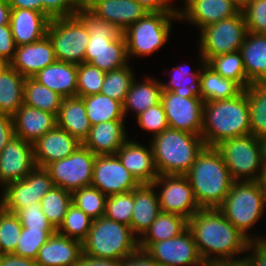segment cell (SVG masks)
<instances>
[{
    "label": "cell",
    "mask_w": 266,
    "mask_h": 266,
    "mask_svg": "<svg viewBox=\"0 0 266 266\" xmlns=\"http://www.w3.org/2000/svg\"><path fill=\"white\" fill-rule=\"evenodd\" d=\"M125 123V120H112L92 125L83 145L96 156L115 155L128 139Z\"/></svg>",
    "instance_id": "cell-25"
},
{
    "label": "cell",
    "mask_w": 266,
    "mask_h": 266,
    "mask_svg": "<svg viewBox=\"0 0 266 266\" xmlns=\"http://www.w3.org/2000/svg\"><path fill=\"white\" fill-rule=\"evenodd\" d=\"M250 109L251 134L266 137V81L251 83L246 89Z\"/></svg>",
    "instance_id": "cell-37"
},
{
    "label": "cell",
    "mask_w": 266,
    "mask_h": 266,
    "mask_svg": "<svg viewBox=\"0 0 266 266\" xmlns=\"http://www.w3.org/2000/svg\"><path fill=\"white\" fill-rule=\"evenodd\" d=\"M240 51L247 80L266 81V34L247 32Z\"/></svg>",
    "instance_id": "cell-32"
},
{
    "label": "cell",
    "mask_w": 266,
    "mask_h": 266,
    "mask_svg": "<svg viewBox=\"0 0 266 266\" xmlns=\"http://www.w3.org/2000/svg\"><path fill=\"white\" fill-rule=\"evenodd\" d=\"M21 231L22 225L17 215L0 206V254L15 251Z\"/></svg>",
    "instance_id": "cell-45"
},
{
    "label": "cell",
    "mask_w": 266,
    "mask_h": 266,
    "mask_svg": "<svg viewBox=\"0 0 266 266\" xmlns=\"http://www.w3.org/2000/svg\"><path fill=\"white\" fill-rule=\"evenodd\" d=\"M23 77L10 65L0 74V113L14 116L24 104Z\"/></svg>",
    "instance_id": "cell-34"
},
{
    "label": "cell",
    "mask_w": 266,
    "mask_h": 266,
    "mask_svg": "<svg viewBox=\"0 0 266 266\" xmlns=\"http://www.w3.org/2000/svg\"><path fill=\"white\" fill-rule=\"evenodd\" d=\"M137 124L144 131L152 133V137L159 135L167 129L168 123L161 101L136 116Z\"/></svg>",
    "instance_id": "cell-49"
},
{
    "label": "cell",
    "mask_w": 266,
    "mask_h": 266,
    "mask_svg": "<svg viewBox=\"0 0 266 266\" xmlns=\"http://www.w3.org/2000/svg\"><path fill=\"white\" fill-rule=\"evenodd\" d=\"M138 238L131 227L107 219H95L86 239L82 242L83 254L94 258L122 260L138 248Z\"/></svg>",
    "instance_id": "cell-7"
},
{
    "label": "cell",
    "mask_w": 266,
    "mask_h": 266,
    "mask_svg": "<svg viewBox=\"0 0 266 266\" xmlns=\"http://www.w3.org/2000/svg\"><path fill=\"white\" fill-rule=\"evenodd\" d=\"M130 64L105 73L100 93L124 103L133 80L136 78Z\"/></svg>",
    "instance_id": "cell-42"
},
{
    "label": "cell",
    "mask_w": 266,
    "mask_h": 266,
    "mask_svg": "<svg viewBox=\"0 0 266 266\" xmlns=\"http://www.w3.org/2000/svg\"><path fill=\"white\" fill-rule=\"evenodd\" d=\"M89 10L101 19L115 24L122 32L149 12L136 0L97 1Z\"/></svg>",
    "instance_id": "cell-27"
},
{
    "label": "cell",
    "mask_w": 266,
    "mask_h": 266,
    "mask_svg": "<svg viewBox=\"0 0 266 266\" xmlns=\"http://www.w3.org/2000/svg\"><path fill=\"white\" fill-rule=\"evenodd\" d=\"M200 208H218L234 182L220 152L205 146L185 174Z\"/></svg>",
    "instance_id": "cell-3"
},
{
    "label": "cell",
    "mask_w": 266,
    "mask_h": 266,
    "mask_svg": "<svg viewBox=\"0 0 266 266\" xmlns=\"http://www.w3.org/2000/svg\"><path fill=\"white\" fill-rule=\"evenodd\" d=\"M76 15L84 22L90 34L85 63L105 73L129 64L126 40L121 29L82 6Z\"/></svg>",
    "instance_id": "cell-2"
},
{
    "label": "cell",
    "mask_w": 266,
    "mask_h": 266,
    "mask_svg": "<svg viewBox=\"0 0 266 266\" xmlns=\"http://www.w3.org/2000/svg\"><path fill=\"white\" fill-rule=\"evenodd\" d=\"M215 148L234 181H259L264 164L262 139L248 134L223 140Z\"/></svg>",
    "instance_id": "cell-9"
},
{
    "label": "cell",
    "mask_w": 266,
    "mask_h": 266,
    "mask_svg": "<svg viewBox=\"0 0 266 266\" xmlns=\"http://www.w3.org/2000/svg\"><path fill=\"white\" fill-rule=\"evenodd\" d=\"M162 90L161 82L157 78L144 77L140 83L135 78L123 103L125 119L130 110L137 116L149 107L158 104L161 101Z\"/></svg>",
    "instance_id": "cell-33"
},
{
    "label": "cell",
    "mask_w": 266,
    "mask_h": 266,
    "mask_svg": "<svg viewBox=\"0 0 266 266\" xmlns=\"http://www.w3.org/2000/svg\"><path fill=\"white\" fill-rule=\"evenodd\" d=\"M118 266H159L144 249L137 248L131 255L119 261Z\"/></svg>",
    "instance_id": "cell-54"
},
{
    "label": "cell",
    "mask_w": 266,
    "mask_h": 266,
    "mask_svg": "<svg viewBox=\"0 0 266 266\" xmlns=\"http://www.w3.org/2000/svg\"><path fill=\"white\" fill-rule=\"evenodd\" d=\"M91 125L112 120H125L123 104L101 93L82 97Z\"/></svg>",
    "instance_id": "cell-36"
},
{
    "label": "cell",
    "mask_w": 266,
    "mask_h": 266,
    "mask_svg": "<svg viewBox=\"0 0 266 266\" xmlns=\"http://www.w3.org/2000/svg\"><path fill=\"white\" fill-rule=\"evenodd\" d=\"M93 219L71 204L57 232L71 239L83 242L91 229Z\"/></svg>",
    "instance_id": "cell-44"
},
{
    "label": "cell",
    "mask_w": 266,
    "mask_h": 266,
    "mask_svg": "<svg viewBox=\"0 0 266 266\" xmlns=\"http://www.w3.org/2000/svg\"><path fill=\"white\" fill-rule=\"evenodd\" d=\"M14 136L13 117L0 113V153Z\"/></svg>",
    "instance_id": "cell-56"
},
{
    "label": "cell",
    "mask_w": 266,
    "mask_h": 266,
    "mask_svg": "<svg viewBox=\"0 0 266 266\" xmlns=\"http://www.w3.org/2000/svg\"><path fill=\"white\" fill-rule=\"evenodd\" d=\"M33 78L63 98L75 97L77 94V64L56 61Z\"/></svg>",
    "instance_id": "cell-30"
},
{
    "label": "cell",
    "mask_w": 266,
    "mask_h": 266,
    "mask_svg": "<svg viewBox=\"0 0 266 266\" xmlns=\"http://www.w3.org/2000/svg\"><path fill=\"white\" fill-rule=\"evenodd\" d=\"M81 0H42V13L50 19L76 15Z\"/></svg>",
    "instance_id": "cell-52"
},
{
    "label": "cell",
    "mask_w": 266,
    "mask_h": 266,
    "mask_svg": "<svg viewBox=\"0 0 266 266\" xmlns=\"http://www.w3.org/2000/svg\"><path fill=\"white\" fill-rule=\"evenodd\" d=\"M83 254L82 242L57 231L39 249L38 266H75Z\"/></svg>",
    "instance_id": "cell-23"
},
{
    "label": "cell",
    "mask_w": 266,
    "mask_h": 266,
    "mask_svg": "<svg viewBox=\"0 0 266 266\" xmlns=\"http://www.w3.org/2000/svg\"><path fill=\"white\" fill-rule=\"evenodd\" d=\"M265 208L266 196L259 181H234L217 209L250 241H264L266 237L248 232L264 216Z\"/></svg>",
    "instance_id": "cell-6"
},
{
    "label": "cell",
    "mask_w": 266,
    "mask_h": 266,
    "mask_svg": "<svg viewBox=\"0 0 266 266\" xmlns=\"http://www.w3.org/2000/svg\"><path fill=\"white\" fill-rule=\"evenodd\" d=\"M242 11L200 30L199 53L205 63L214 56L239 51L247 34Z\"/></svg>",
    "instance_id": "cell-11"
},
{
    "label": "cell",
    "mask_w": 266,
    "mask_h": 266,
    "mask_svg": "<svg viewBox=\"0 0 266 266\" xmlns=\"http://www.w3.org/2000/svg\"><path fill=\"white\" fill-rule=\"evenodd\" d=\"M134 209V190L126 193L109 195L106 200L105 217L109 220L131 227Z\"/></svg>",
    "instance_id": "cell-46"
},
{
    "label": "cell",
    "mask_w": 266,
    "mask_h": 266,
    "mask_svg": "<svg viewBox=\"0 0 266 266\" xmlns=\"http://www.w3.org/2000/svg\"><path fill=\"white\" fill-rule=\"evenodd\" d=\"M0 266H38L31 258L20 257L12 253L0 254Z\"/></svg>",
    "instance_id": "cell-57"
},
{
    "label": "cell",
    "mask_w": 266,
    "mask_h": 266,
    "mask_svg": "<svg viewBox=\"0 0 266 266\" xmlns=\"http://www.w3.org/2000/svg\"><path fill=\"white\" fill-rule=\"evenodd\" d=\"M149 12L179 11V8L170 6L165 0H136Z\"/></svg>",
    "instance_id": "cell-58"
},
{
    "label": "cell",
    "mask_w": 266,
    "mask_h": 266,
    "mask_svg": "<svg viewBox=\"0 0 266 266\" xmlns=\"http://www.w3.org/2000/svg\"><path fill=\"white\" fill-rule=\"evenodd\" d=\"M161 212L158 194L152 184H140L134 189V209L131 230L139 239Z\"/></svg>",
    "instance_id": "cell-28"
},
{
    "label": "cell",
    "mask_w": 266,
    "mask_h": 266,
    "mask_svg": "<svg viewBox=\"0 0 266 266\" xmlns=\"http://www.w3.org/2000/svg\"><path fill=\"white\" fill-rule=\"evenodd\" d=\"M138 246L146 250L159 266H206L189 229L178 237Z\"/></svg>",
    "instance_id": "cell-15"
},
{
    "label": "cell",
    "mask_w": 266,
    "mask_h": 266,
    "mask_svg": "<svg viewBox=\"0 0 266 266\" xmlns=\"http://www.w3.org/2000/svg\"><path fill=\"white\" fill-rule=\"evenodd\" d=\"M116 155L140 184H152L159 176L151 145L143 146L139 142H135V139L134 141L127 139Z\"/></svg>",
    "instance_id": "cell-22"
},
{
    "label": "cell",
    "mask_w": 266,
    "mask_h": 266,
    "mask_svg": "<svg viewBox=\"0 0 266 266\" xmlns=\"http://www.w3.org/2000/svg\"><path fill=\"white\" fill-rule=\"evenodd\" d=\"M57 61L53 45L46 35L39 41L17 46L9 65L23 77H33L46 66Z\"/></svg>",
    "instance_id": "cell-21"
},
{
    "label": "cell",
    "mask_w": 266,
    "mask_h": 266,
    "mask_svg": "<svg viewBox=\"0 0 266 266\" xmlns=\"http://www.w3.org/2000/svg\"><path fill=\"white\" fill-rule=\"evenodd\" d=\"M170 6H174V5H171L172 4V2H171V0H165Z\"/></svg>",
    "instance_id": "cell-68"
},
{
    "label": "cell",
    "mask_w": 266,
    "mask_h": 266,
    "mask_svg": "<svg viewBox=\"0 0 266 266\" xmlns=\"http://www.w3.org/2000/svg\"><path fill=\"white\" fill-rule=\"evenodd\" d=\"M198 57L201 65L198 95L204 102L235 98L244 91L236 81L224 78L209 67L201 53Z\"/></svg>",
    "instance_id": "cell-29"
},
{
    "label": "cell",
    "mask_w": 266,
    "mask_h": 266,
    "mask_svg": "<svg viewBox=\"0 0 266 266\" xmlns=\"http://www.w3.org/2000/svg\"><path fill=\"white\" fill-rule=\"evenodd\" d=\"M150 145L159 175H185L206 146L202 136L170 127L151 138Z\"/></svg>",
    "instance_id": "cell-5"
},
{
    "label": "cell",
    "mask_w": 266,
    "mask_h": 266,
    "mask_svg": "<svg viewBox=\"0 0 266 266\" xmlns=\"http://www.w3.org/2000/svg\"><path fill=\"white\" fill-rule=\"evenodd\" d=\"M71 204V192L56 186L47 192L40 201L43 213L56 230L62 224Z\"/></svg>",
    "instance_id": "cell-41"
},
{
    "label": "cell",
    "mask_w": 266,
    "mask_h": 266,
    "mask_svg": "<svg viewBox=\"0 0 266 266\" xmlns=\"http://www.w3.org/2000/svg\"><path fill=\"white\" fill-rule=\"evenodd\" d=\"M179 20L178 11L148 12L129 26L123 35L126 40L128 59L149 56L169 41L172 20Z\"/></svg>",
    "instance_id": "cell-8"
},
{
    "label": "cell",
    "mask_w": 266,
    "mask_h": 266,
    "mask_svg": "<svg viewBox=\"0 0 266 266\" xmlns=\"http://www.w3.org/2000/svg\"><path fill=\"white\" fill-rule=\"evenodd\" d=\"M57 126L67 131L80 143L88 138L92 127L82 97L63 98L58 115L56 116Z\"/></svg>",
    "instance_id": "cell-31"
},
{
    "label": "cell",
    "mask_w": 266,
    "mask_h": 266,
    "mask_svg": "<svg viewBox=\"0 0 266 266\" xmlns=\"http://www.w3.org/2000/svg\"><path fill=\"white\" fill-rule=\"evenodd\" d=\"M24 104L58 115L63 97L40 84L33 77L25 78Z\"/></svg>",
    "instance_id": "cell-38"
},
{
    "label": "cell",
    "mask_w": 266,
    "mask_h": 266,
    "mask_svg": "<svg viewBox=\"0 0 266 266\" xmlns=\"http://www.w3.org/2000/svg\"><path fill=\"white\" fill-rule=\"evenodd\" d=\"M161 188L158 194L160 210L190 219L199 209L191 184L185 175H159L152 183Z\"/></svg>",
    "instance_id": "cell-14"
},
{
    "label": "cell",
    "mask_w": 266,
    "mask_h": 266,
    "mask_svg": "<svg viewBox=\"0 0 266 266\" xmlns=\"http://www.w3.org/2000/svg\"><path fill=\"white\" fill-rule=\"evenodd\" d=\"M97 1L104 0H81V6L89 9Z\"/></svg>",
    "instance_id": "cell-65"
},
{
    "label": "cell",
    "mask_w": 266,
    "mask_h": 266,
    "mask_svg": "<svg viewBox=\"0 0 266 266\" xmlns=\"http://www.w3.org/2000/svg\"><path fill=\"white\" fill-rule=\"evenodd\" d=\"M35 167L33 144L14 136L0 153V185L24 179Z\"/></svg>",
    "instance_id": "cell-18"
},
{
    "label": "cell",
    "mask_w": 266,
    "mask_h": 266,
    "mask_svg": "<svg viewBox=\"0 0 266 266\" xmlns=\"http://www.w3.org/2000/svg\"><path fill=\"white\" fill-rule=\"evenodd\" d=\"M119 260L94 258L82 254L75 266H118Z\"/></svg>",
    "instance_id": "cell-59"
},
{
    "label": "cell",
    "mask_w": 266,
    "mask_h": 266,
    "mask_svg": "<svg viewBox=\"0 0 266 266\" xmlns=\"http://www.w3.org/2000/svg\"><path fill=\"white\" fill-rule=\"evenodd\" d=\"M50 18L31 9H11L10 28L16 46L31 44L47 35Z\"/></svg>",
    "instance_id": "cell-24"
},
{
    "label": "cell",
    "mask_w": 266,
    "mask_h": 266,
    "mask_svg": "<svg viewBox=\"0 0 266 266\" xmlns=\"http://www.w3.org/2000/svg\"><path fill=\"white\" fill-rule=\"evenodd\" d=\"M179 9V21L185 19L199 30L220 20L235 16L239 9L231 0H184Z\"/></svg>",
    "instance_id": "cell-19"
},
{
    "label": "cell",
    "mask_w": 266,
    "mask_h": 266,
    "mask_svg": "<svg viewBox=\"0 0 266 266\" xmlns=\"http://www.w3.org/2000/svg\"><path fill=\"white\" fill-rule=\"evenodd\" d=\"M105 72L90 63L77 65V97L98 94L101 91Z\"/></svg>",
    "instance_id": "cell-48"
},
{
    "label": "cell",
    "mask_w": 266,
    "mask_h": 266,
    "mask_svg": "<svg viewBox=\"0 0 266 266\" xmlns=\"http://www.w3.org/2000/svg\"><path fill=\"white\" fill-rule=\"evenodd\" d=\"M82 143L57 125L33 143L36 166L46 168L52 162L71 155Z\"/></svg>",
    "instance_id": "cell-20"
},
{
    "label": "cell",
    "mask_w": 266,
    "mask_h": 266,
    "mask_svg": "<svg viewBox=\"0 0 266 266\" xmlns=\"http://www.w3.org/2000/svg\"><path fill=\"white\" fill-rule=\"evenodd\" d=\"M242 12L248 32L266 34V0H252Z\"/></svg>",
    "instance_id": "cell-51"
},
{
    "label": "cell",
    "mask_w": 266,
    "mask_h": 266,
    "mask_svg": "<svg viewBox=\"0 0 266 266\" xmlns=\"http://www.w3.org/2000/svg\"><path fill=\"white\" fill-rule=\"evenodd\" d=\"M188 67V66H187ZM186 65H176L171 68V79L169 83L160 81L162 85V91H171L181 97H199V82L201 67L198 66L196 71L190 70Z\"/></svg>",
    "instance_id": "cell-39"
},
{
    "label": "cell",
    "mask_w": 266,
    "mask_h": 266,
    "mask_svg": "<svg viewBox=\"0 0 266 266\" xmlns=\"http://www.w3.org/2000/svg\"><path fill=\"white\" fill-rule=\"evenodd\" d=\"M11 7L7 0H0V25L9 24Z\"/></svg>",
    "instance_id": "cell-62"
},
{
    "label": "cell",
    "mask_w": 266,
    "mask_h": 266,
    "mask_svg": "<svg viewBox=\"0 0 266 266\" xmlns=\"http://www.w3.org/2000/svg\"><path fill=\"white\" fill-rule=\"evenodd\" d=\"M246 251L252 252L245 254L250 266H266V240L250 241Z\"/></svg>",
    "instance_id": "cell-55"
},
{
    "label": "cell",
    "mask_w": 266,
    "mask_h": 266,
    "mask_svg": "<svg viewBox=\"0 0 266 266\" xmlns=\"http://www.w3.org/2000/svg\"><path fill=\"white\" fill-rule=\"evenodd\" d=\"M47 36L52 42L57 61L81 64L90 34L84 22L77 16L52 18Z\"/></svg>",
    "instance_id": "cell-10"
},
{
    "label": "cell",
    "mask_w": 266,
    "mask_h": 266,
    "mask_svg": "<svg viewBox=\"0 0 266 266\" xmlns=\"http://www.w3.org/2000/svg\"><path fill=\"white\" fill-rule=\"evenodd\" d=\"M15 136L33 144L57 125L56 115L23 104L13 116Z\"/></svg>",
    "instance_id": "cell-26"
},
{
    "label": "cell",
    "mask_w": 266,
    "mask_h": 266,
    "mask_svg": "<svg viewBox=\"0 0 266 266\" xmlns=\"http://www.w3.org/2000/svg\"><path fill=\"white\" fill-rule=\"evenodd\" d=\"M72 194V204L81 209L93 220L105 216L107 197L93 186H85Z\"/></svg>",
    "instance_id": "cell-43"
},
{
    "label": "cell",
    "mask_w": 266,
    "mask_h": 266,
    "mask_svg": "<svg viewBox=\"0 0 266 266\" xmlns=\"http://www.w3.org/2000/svg\"><path fill=\"white\" fill-rule=\"evenodd\" d=\"M23 228L30 230H56L46 218L40 203H31L29 206L15 212Z\"/></svg>",
    "instance_id": "cell-50"
},
{
    "label": "cell",
    "mask_w": 266,
    "mask_h": 266,
    "mask_svg": "<svg viewBox=\"0 0 266 266\" xmlns=\"http://www.w3.org/2000/svg\"><path fill=\"white\" fill-rule=\"evenodd\" d=\"M139 185L116 154L96 156L91 186L109 196L133 191Z\"/></svg>",
    "instance_id": "cell-17"
},
{
    "label": "cell",
    "mask_w": 266,
    "mask_h": 266,
    "mask_svg": "<svg viewBox=\"0 0 266 266\" xmlns=\"http://www.w3.org/2000/svg\"><path fill=\"white\" fill-rule=\"evenodd\" d=\"M259 183L261 185L262 191L264 192L266 196V161H264V164H263V169L261 172Z\"/></svg>",
    "instance_id": "cell-63"
},
{
    "label": "cell",
    "mask_w": 266,
    "mask_h": 266,
    "mask_svg": "<svg viewBox=\"0 0 266 266\" xmlns=\"http://www.w3.org/2000/svg\"><path fill=\"white\" fill-rule=\"evenodd\" d=\"M206 64L221 76L236 81L244 90L251 84L247 80L241 51L210 58Z\"/></svg>",
    "instance_id": "cell-40"
},
{
    "label": "cell",
    "mask_w": 266,
    "mask_h": 266,
    "mask_svg": "<svg viewBox=\"0 0 266 266\" xmlns=\"http://www.w3.org/2000/svg\"><path fill=\"white\" fill-rule=\"evenodd\" d=\"M96 155L83 144L66 158L49 164L46 169L56 187L69 192L90 186Z\"/></svg>",
    "instance_id": "cell-12"
},
{
    "label": "cell",
    "mask_w": 266,
    "mask_h": 266,
    "mask_svg": "<svg viewBox=\"0 0 266 266\" xmlns=\"http://www.w3.org/2000/svg\"><path fill=\"white\" fill-rule=\"evenodd\" d=\"M9 66V62L0 58V74Z\"/></svg>",
    "instance_id": "cell-66"
},
{
    "label": "cell",
    "mask_w": 266,
    "mask_h": 266,
    "mask_svg": "<svg viewBox=\"0 0 266 266\" xmlns=\"http://www.w3.org/2000/svg\"><path fill=\"white\" fill-rule=\"evenodd\" d=\"M57 230H30L22 227L14 255L36 260L39 249Z\"/></svg>",
    "instance_id": "cell-47"
},
{
    "label": "cell",
    "mask_w": 266,
    "mask_h": 266,
    "mask_svg": "<svg viewBox=\"0 0 266 266\" xmlns=\"http://www.w3.org/2000/svg\"><path fill=\"white\" fill-rule=\"evenodd\" d=\"M188 229L206 265L242 256L250 242L217 208H200L188 220Z\"/></svg>",
    "instance_id": "cell-1"
},
{
    "label": "cell",
    "mask_w": 266,
    "mask_h": 266,
    "mask_svg": "<svg viewBox=\"0 0 266 266\" xmlns=\"http://www.w3.org/2000/svg\"><path fill=\"white\" fill-rule=\"evenodd\" d=\"M206 266H250L246 256L242 257H234L227 259H220L216 261H212L210 264Z\"/></svg>",
    "instance_id": "cell-61"
},
{
    "label": "cell",
    "mask_w": 266,
    "mask_h": 266,
    "mask_svg": "<svg viewBox=\"0 0 266 266\" xmlns=\"http://www.w3.org/2000/svg\"><path fill=\"white\" fill-rule=\"evenodd\" d=\"M17 46L9 24L0 25V58L10 62Z\"/></svg>",
    "instance_id": "cell-53"
},
{
    "label": "cell",
    "mask_w": 266,
    "mask_h": 266,
    "mask_svg": "<svg viewBox=\"0 0 266 266\" xmlns=\"http://www.w3.org/2000/svg\"><path fill=\"white\" fill-rule=\"evenodd\" d=\"M54 186L49 171L36 166L24 179L2 188L0 206L15 213L31 203H40L42 197Z\"/></svg>",
    "instance_id": "cell-13"
},
{
    "label": "cell",
    "mask_w": 266,
    "mask_h": 266,
    "mask_svg": "<svg viewBox=\"0 0 266 266\" xmlns=\"http://www.w3.org/2000/svg\"><path fill=\"white\" fill-rule=\"evenodd\" d=\"M188 229V219L183 216L160 212L151 226L138 239V244H153L180 236Z\"/></svg>",
    "instance_id": "cell-35"
},
{
    "label": "cell",
    "mask_w": 266,
    "mask_h": 266,
    "mask_svg": "<svg viewBox=\"0 0 266 266\" xmlns=\"http://www.w3.org/2000/svg\"><path fill=\"white\" fill-rule=\"evenodd\" d=\"M161 103L170 128L201 136L204 101L200 97H181L162 91Z\"/></svg>",
    "instance_id": "cell-16"
},
{
    "label": "cell",
    "mask_w": 266,
    "mask_h": 266,
    "mask_svg": "<svg viewBox=\"0 0 266 266\" xmlns=\"http://www.w3.org/2000/svg\"><path fill=\"white\" fill-rule=\"evenodd\" d=\"M11 9H31L42 12V0H7Z\"/></svg>",
    "instance_id": "cell-60"
},
{
    "label": "cell",
    "mask_w": 266,
    "mask_h": 266,
    "mask_svg": "<svg viewBox=\"0 0 266 266\" xmlns=\"http://www.w3.org/2000/svg\"><path fill=\"white\" fill-rule=\"evenodd\" d=\"M262 142H263L264 161H266V137L262 139Z\"/></svg>",
    "instance_id": "cell-67"
},
{
    "label": "cell",
    "mask_w": 266,
    "mask_h": 266,
    "mask_svg": "<svg viewBox=\"0 0 266 266\" xmlns=\"http://www.w3.org/2000/svg\"><path fill=\"white\" fill-rule=\"evenodd\" d=\"M232 3L239 9V11L244 10L252 0H231Z\"/></svg>",
    "instance_id": "cell-64"
},
{
    "label": "cell",
    "mask_w": 266,
    "mask_h": 266,
    "mask_svg": "<svg viewBox=\"0 0 266 266\" xmlns=\"http://www.w3.org/2000/svg\"><path fill=\"white\" fill-rule=\"evenodd\" d=\"M251 134L250 109L244 90L235 98L204 102L201 136L208 147L221 141Z\"/></svg>",
    "instance_id": "cell-4"
}]
</instances>
